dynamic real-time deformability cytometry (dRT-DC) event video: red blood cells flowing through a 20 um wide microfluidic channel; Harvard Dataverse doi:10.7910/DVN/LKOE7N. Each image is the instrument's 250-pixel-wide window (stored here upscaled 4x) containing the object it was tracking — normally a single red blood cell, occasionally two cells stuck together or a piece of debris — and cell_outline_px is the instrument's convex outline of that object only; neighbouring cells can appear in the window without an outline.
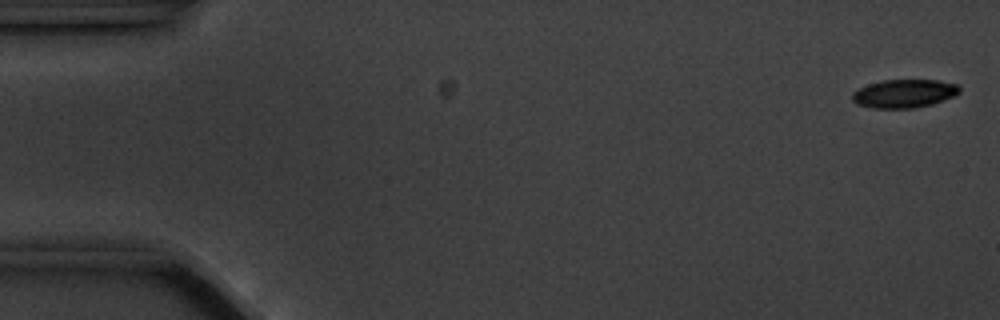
{"species": "common noctule bat (a hibernating species)", "species_latin": "Nyctalus noctula", "temperature_condition": "cold", "stored_images_in_passage": 57, "camera_frame_rate_fps": 3000, "um_per_image_px": 0.085, "animal": {"sex": "male", "body_mass_g": 20.1, "forearm_length_mm": 53.5}, "frame": {"image": 1, "passage_image": 2, "time_ms": 0.333, "image_size_px": [1000, 320], "cell_outline_px": [[960, 92], [952, 96], [932, 104], [916, 108], [872, 108], [856, 104], [852, 100], [852, 92], [868, 84], [884, 80], [936, 80], [956, 84], [960, 88]], "centroid_in_image_um": [76.82, 7.96], "position_along_channel_um": 8.2, "area_um2": 17.63}}
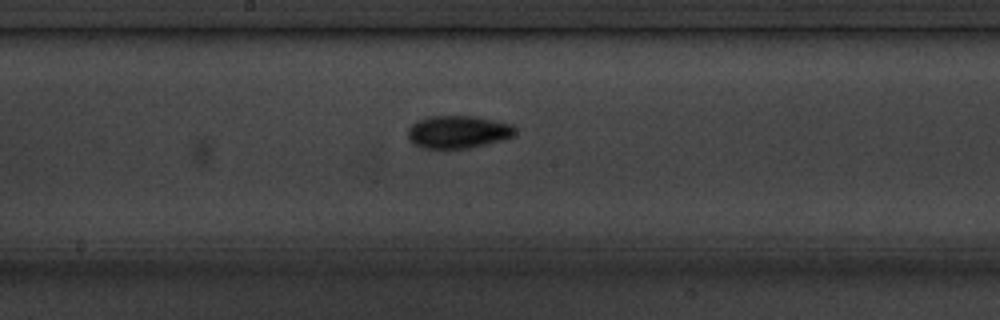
{"frame": {"image": 2, "passage_image": 30, "time_ms": 9.667, "image_size_px": [1000, 320], "cell_outline_px": [[516, 132], [512, 136], [500, 140], [468, 148], [420, 148], [412, 144], [408, 140], [408, 128], [416, 120], [428, 116], [476, 116], [516, 124]], "centroid_in_image_um": [38.91, 11.2], "position_along_channel_um": 209.3, "area_um2": 20.69}}
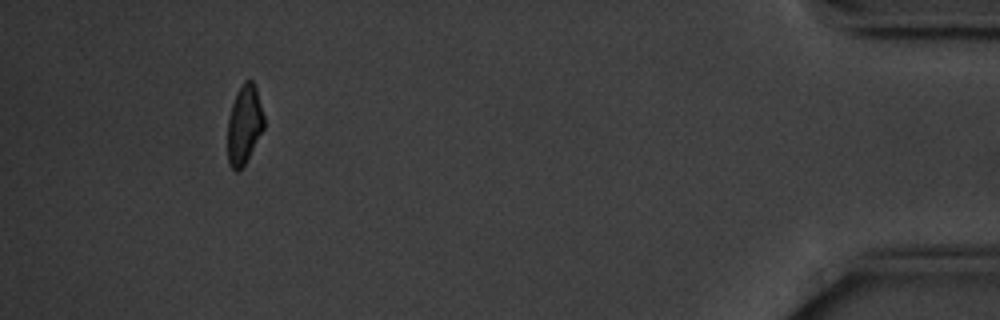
{"frame": {"image": 3, "passage_image": 53, "time_ms": 17.333, "image_size_px": [1000, 320], "cell_outline_px": [[264, 128], [244, 164], [236, 172], [228, 164], [228, 120], [232, 104], [236, 92], [244, 80], [252, 80], [256, 84], [264, 116]], "centroid_in_image_um": [20.77, 10.54], "position_along_channel_um": 414.4, "area_um2": 16.7}, "authors_computed_cell_mechanics": {"area_um2": 18.5538, "velocity_mm_per_s": 3.5446, "shape_relaxation_time_tau1_ms": 2.8422, "shape_relaxation_time_tau2_ms": null, "deformation_change_tau1": 0.0971, "deformation_change_tau2": null}}